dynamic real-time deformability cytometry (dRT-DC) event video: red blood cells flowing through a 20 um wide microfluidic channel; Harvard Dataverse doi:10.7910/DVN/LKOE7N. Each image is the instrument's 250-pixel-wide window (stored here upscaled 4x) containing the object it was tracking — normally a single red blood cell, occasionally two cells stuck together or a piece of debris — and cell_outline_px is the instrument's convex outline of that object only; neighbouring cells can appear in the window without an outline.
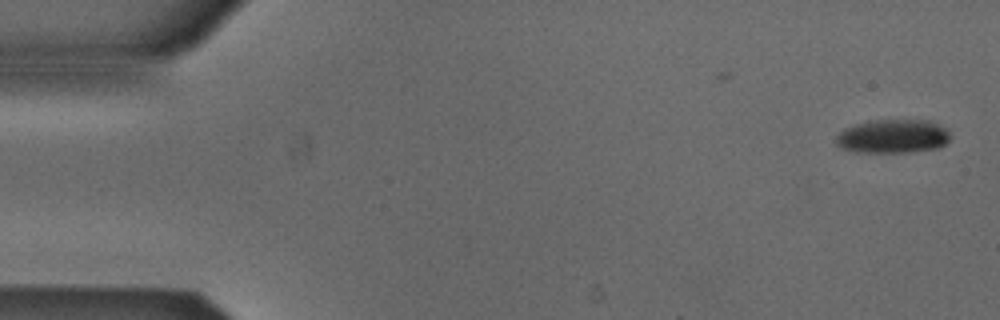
{"species": "Egyptian fruit bat (a non-hibernating species)", "species_latin": "Rousettus aegyptiacus", "temperature_condition": "cold", "stored_images_in_passage": 49, "camera_frame_rate_fps": 3000, "um_per_image_px": 0.085, "animal": {"sex": "male"}, "frame": {"image": 1, "passage_image": 1, "time_ms": 0.0, "image_size_px": [1000, 320], "cell_outline_px": [[948, 140], [944, 144], [936, 148], [908, 152], [856, 152], [840, 148], [836, 144], [836, 136], [844, 128], [856, 124], [876, 120], [928, 120], [944, 128], [948, 132]], "centroid_in_image_um": [75.83, 11.59], "position_along_channel_um": 9.2, "area_um2": 22.2}}
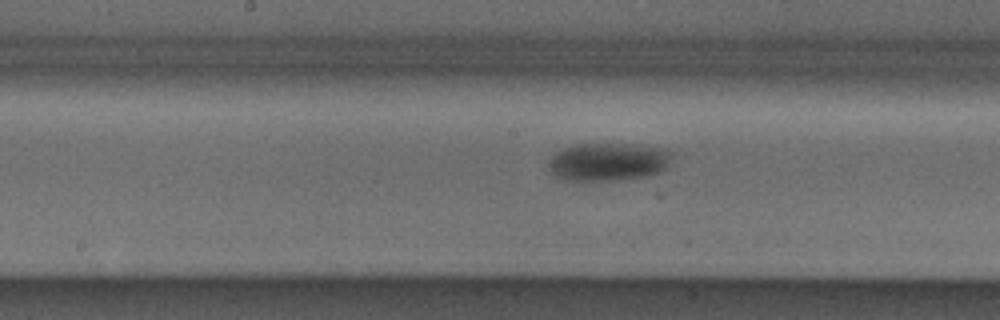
{"frame": {"image": 2, "passage_image": 26, "time_ms": 8.333, "image_size_px": [1000, 320], "cell_outline_px": [[668, 160], [664, 168], [660, 172], [644, 176], [608, 180], [568, 180], [556, 176], [552, 172], [548, 164], [552, 156], [556, 152], [572, 144], [632, 144], [668, 148]], "centroid_in_image_um": [51.65, 13.73], "position_along_channel_um": 196.5, "area_um2": 26.82}}
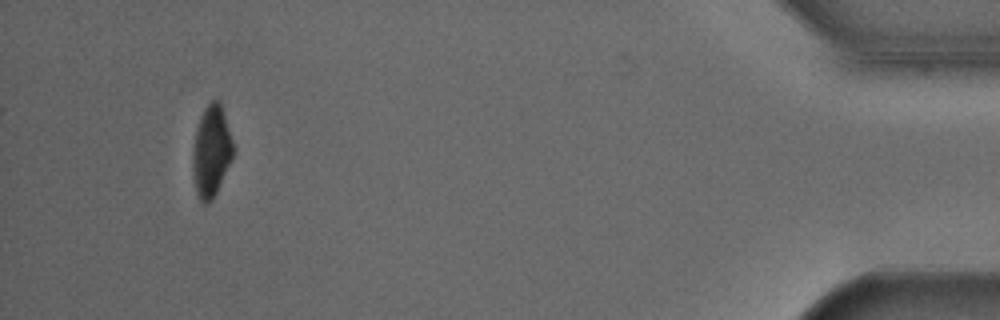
{"frame": {"image": 3, "passage_image": 49, "time_ms": 16.0, "image_size_px": [1000, 320], "cell_outline_px": [[232, 156], [216, 192], [212, 200], [208, 204], [204, 204], [200, 200], [196, 192], [192, 172], [192, 152], [196, 128], [200, 116], [204, 108], [212, 100], [220, 100], [232, 140]], "centroid_in_image_um": [17.92, 12.84], "position_along_channel_um": 417.3, "area_um2": 21.27}, "authors_computed_cell_mechanics": {"area_um2": 25.6054, "velocity_mm_per_s": 3.8619, "shape_relaxation_time_tau1_ms": 2.5112, "shape_relaxation_time_tau2_ms": null, "deformation_change_tau1": 0.097, "deformation_change_tau2": null}}